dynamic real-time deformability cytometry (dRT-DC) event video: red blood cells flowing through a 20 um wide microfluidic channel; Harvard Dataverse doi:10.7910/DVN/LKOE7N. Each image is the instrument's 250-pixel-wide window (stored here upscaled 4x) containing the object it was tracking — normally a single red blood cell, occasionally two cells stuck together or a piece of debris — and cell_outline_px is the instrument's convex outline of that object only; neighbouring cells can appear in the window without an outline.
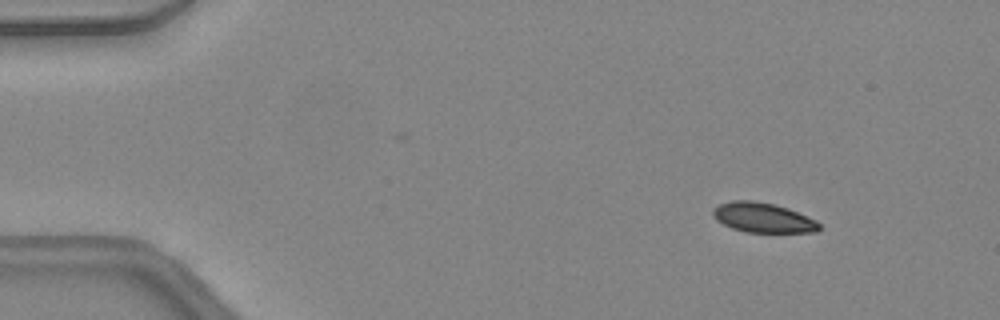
{"species": "common noctule bat (a hibernating species)", "species_latin": "Nyctalus noctula", "temperature_condition": "warm", "stored_images_in_passage": 43, "camera_frame_rate_fps": 3000, "um_per_image_px": 0.085, "animal": {"sex": "female", "body_mass_g": 24.6, "forearm_length_mm": 56.2}, "frame": {"image": 1, "passage_image": 1, "time_ms": 0.0, "image_size_px": [1000, 320], "cell_outline_px": [[820, 228], [816, 232], [748, 232], [732, 228], [716, 220], [712, 216], [712, 208], [720, 204], [732, 200], [752, 200], [772, 204], [788, 208], [816, 220], [820, 224]], "centroid_in_image_um": [64.83, 18.49], "position_along_channel_um": 20.2, "area_um2": 18.38}}
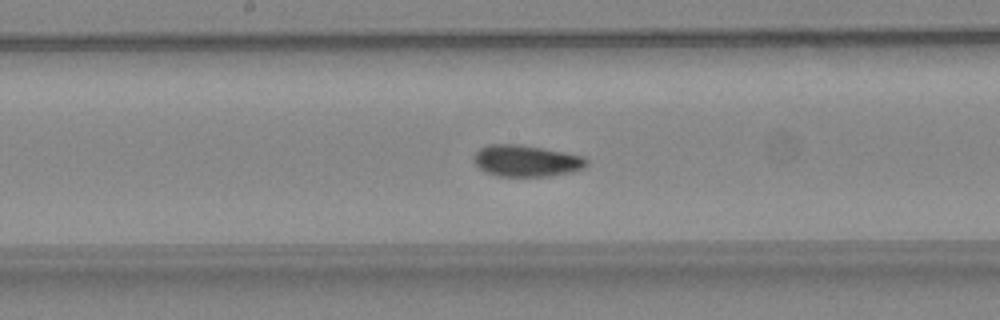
{"frame": {"image": 2, "passage_image": 20, "time_ms": 6.333, "image_size_px": [1000, 320], "cell_outline_px": [[588, 164], [584, 168], [572, 172], [548, 176], [500, 176], [488, 172], [480, 168], [472, 160], [476, 152], [480, 148], [488, 144], [520, 144], [564, 152], [584, 156], [588, 160]], "centroid_in_image_um": [44.76, 13.66], "position_along_channel_um": 203.4, "area_um2": 20.69}}
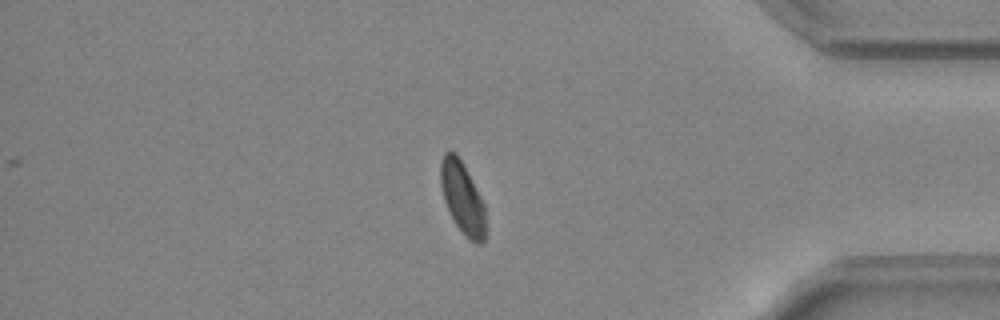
{"frame": {"image": 3, "passage_image": 35, "time_ms": 11.333, "image_size_px": [1000, 320], "cell_outline_px": [[484, 240], [480, 244], [476, 244], [464, 236], [456, 224], [444, 200], [440, 184], [440, 160], [444, 152], [456, 152], [480, 196], [484, 204]], "centroid_in_image_um": [39.27, 16.81], "position_along_channel_um": 395.9, "area_um2": 18.44}, "authors_computed_cell_mechanics": {"area_um2": 19.8254, "velocity_mm_per_s": 4.4417, "shape_relaxation_time_tau1_ms": null, "shape_relaxation_time_tau2_ms": 2.6902, "deformation_change_tau1": null, "deformation_change_tau2": 0.0535}}